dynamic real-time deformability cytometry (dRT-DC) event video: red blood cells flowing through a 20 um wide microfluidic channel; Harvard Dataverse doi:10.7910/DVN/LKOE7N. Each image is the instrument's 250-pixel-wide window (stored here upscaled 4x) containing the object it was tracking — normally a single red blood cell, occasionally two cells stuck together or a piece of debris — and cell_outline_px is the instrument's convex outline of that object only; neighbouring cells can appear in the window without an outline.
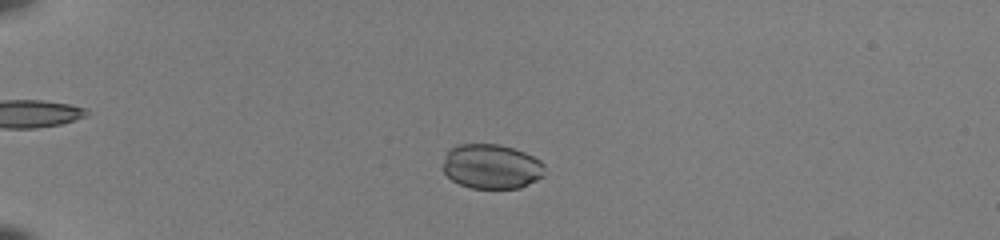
{"species": "common noctule bat (a hibernating species)", "species_latin": "Nyctalus noctula", "temperature_condition": "room temperature", "stored_images_in_passage": 49, "camera_frame_rate_fps": 3000, "um_per_image_px": 0.085, "animal": {"sex": "female", "body_mass_g": 22.0, "forearm_length_mm": 56.7}, "frame": {"image": 1, "passage_image": 12, "time_ms": 3.667, "image_size_px": [1000, 240], "cell_outline_px": [[544, 176], [520, 188], [472, 188], [460, 184], [452, 180], [444, 172], [444, 156], [456, 144], [500, 144], [524, 152], [540, 160], [544, 164]], "centroid_in_image_um": [41.79, 14.15], "position_along_channel_um": 43.2, "area_um2": 26.41}}
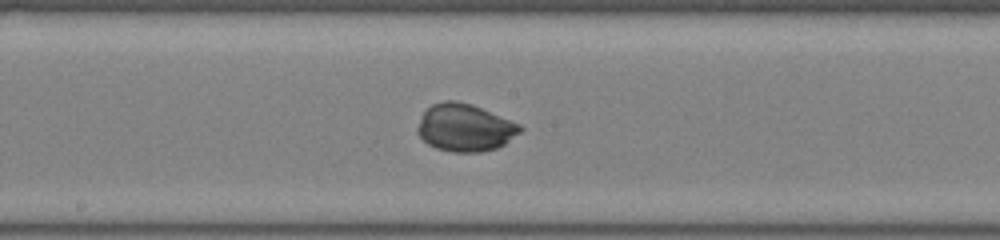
{"frame": {"image": 2, "passage_image": 28, "time_ms": 9.0, "image_size_px": [1000, 240], "cell_outline_px": [[524, 128], [520, 132], [504, 144], [496, 148], [480, 152], [452, 152], [436, 148], [428, 144], [416, 132], [416, 128], [424, 112], [432, 104], [444, 100], [456, 100], [472, 104], [520, 124]], "centroid_in_image_um": [39.51, 10.84], "position_along_channel_um": 208.7, "area_um2": 28.32}}
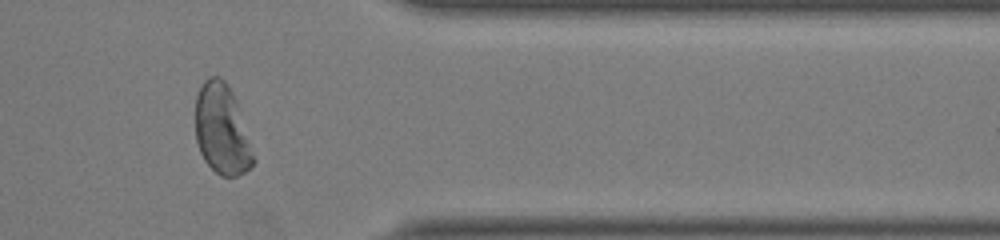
{"frame": {"image": 3, "passage_image": 42, "time_ms": 13.667, "image_size_px": [1000, 240], "cell_outline_px": [[256, 160], [244, 172], [236, 176], [220, 176], [204, 160], [200, 152], [196, 140], [196, 96], [204, 80], [208, 76], [220, 76], [224, 80], [236, 100]], "centroid_in_image_um": [18.85, 11.01], "position_along_channel_um": 392.5, "area_um2": 30.17}, "authors_computed_cell_mechanics": {"area_um2": 27.6862, "velocity_mm_per_s": 4.0855, "shape_relaxation_time_tau1_ms": 3.6223, "shape_relaxation_time_tau2_ms": null, "deformation_change_tau1": 0.1482, "deformation_change_tau2": null}}